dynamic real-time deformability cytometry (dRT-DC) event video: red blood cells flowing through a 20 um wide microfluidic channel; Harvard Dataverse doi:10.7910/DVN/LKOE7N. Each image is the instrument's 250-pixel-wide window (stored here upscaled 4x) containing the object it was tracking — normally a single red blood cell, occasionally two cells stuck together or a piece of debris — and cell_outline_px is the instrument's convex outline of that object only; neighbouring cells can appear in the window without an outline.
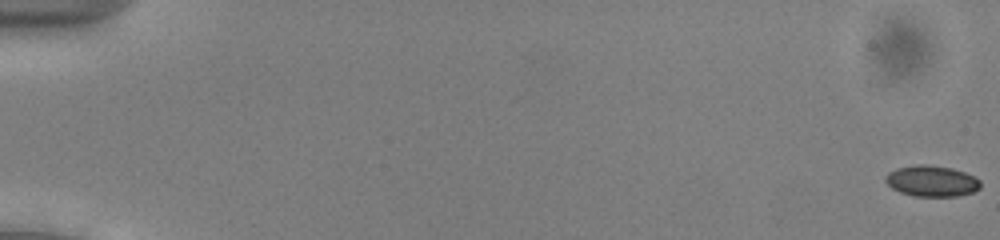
{"species": "common noctule bat (a hibernating species)", "species_latin": "Nyctalus noctula", "temperature_condition": "cold", "stored_images_in_passage": 54, "camera_frame_rate_fps": 3000, "um_per_image_px": 0.085, "animal": {"sex": "male", "body_mass_g": 13.0, "forearm_length_mm": 53.1}, "frame": {"image": 1, "passage_image": 1, "time_ms": 0.0, "image_size_px": [1000, 240], "cell_outline_px": [[980, 188], [972, 192], [956, 196], [912, 196], [900, 192], [892, 188], [884, 180], [888, 172], [896, 168], [920, 164], [924, 164], [952, 168], [964, 172], [980, 180]], "centroid_in_image_um": [79.17, 15.39], "position_along_channel_um": 5.8, "area_um2": 17.05}}
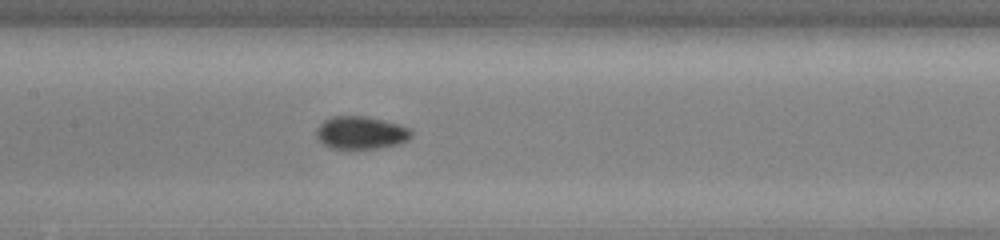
{"frame": {"image": 2, "passage_image": 28, "time_ms": 9.0, "image_size_px": [1000, 240], "cell_outline_px": [[412, 136], [408, 140], [396, 144], [376, 148], [328, 148], [316, 136], [316, 128], [324, 120], [332, 116], [364, 116], [384, 120], [408, 128], [412, 132]], "centroid_in_image_um": [30.64, 11.27], "position_along_channel_um": 176.8, "area_um2": 17.92}}
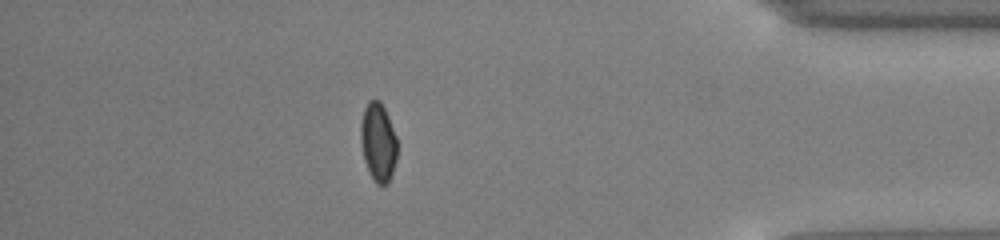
{"frame": {"image": 3, "passage_image": 48, "time_ms": 15.667, "image_size_px": [1000, 240], "cell_outline_px": [[396, 160], [388, 184], [376, 184], [364, 160], [360, 140], [360, 124], [364, 108], [368, 100], [380, 100], [388, 116], [396, 136]], "centroid_in_image_um": [32.13, 12.05], "position_along_channel_um": 403.1, "area_um2": 16.59}, "authors_computed_cell_mechanics": {"area_um2": 16.8776, "velocity_mm_per_s": 3.934, "shape_relaxation_time_tau1_ms": 3.7074, "shape_relaxation_time_tau2_ms": 5.6463, "deformation_change_tau1": 0.0676, "deformation_change_tau2": 0.0547}}